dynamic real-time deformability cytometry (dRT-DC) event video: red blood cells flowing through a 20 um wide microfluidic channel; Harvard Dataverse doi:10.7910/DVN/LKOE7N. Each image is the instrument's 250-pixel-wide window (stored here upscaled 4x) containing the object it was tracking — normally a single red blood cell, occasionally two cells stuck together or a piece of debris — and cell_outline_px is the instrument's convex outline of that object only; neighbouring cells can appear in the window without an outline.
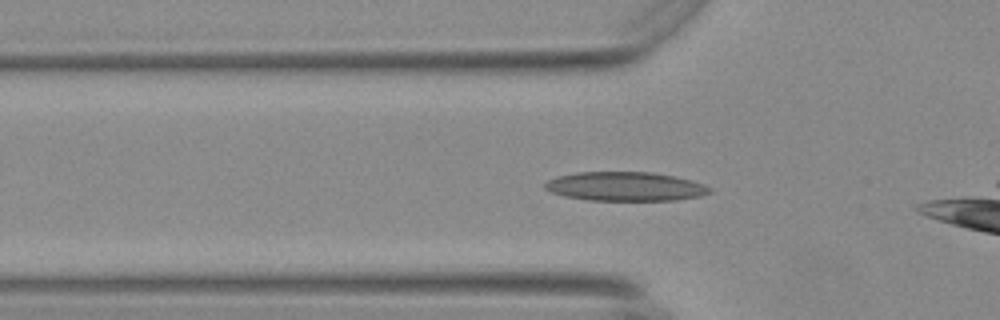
{"species": "Egyptian fruit bat (a non-hibernating species)", "species_latin": "Rousettus aegyptiacus", "temperature_condition": "warm", "stored_images_in_passage": 45, "camera_frame_rate_fps": 3000, "um_per_image_px": 0.085, "animal": {"sex": "female"}, "frame": {"image": 1, "passage_image": 12, "time_ms": 3.667, "image_size_px": [1000, 320], "cell_outline_px": [[712, 192], [700, 196], [676, 200], [588, 200], [564, 196], [552, 192], [544, 188], [544, 184], [548, 180], [560, 176], [576, 172], [652, 172], [692, 180], [704, 184], [712, 188]], "centroid_in_image_um": [53.17, 15.85], "position_along_channel_um": 72.6, "area_um2": 27.8}}
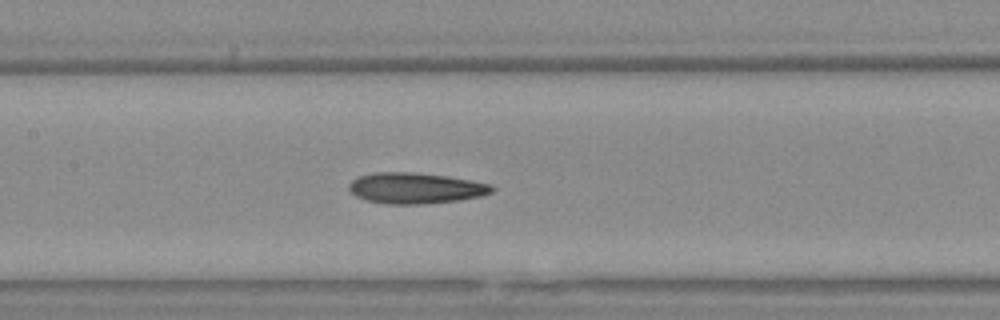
{"frame": {"image": 2, "passage_image": 20, "time_ms": 6.333, "image_size_px": [1000, 320], "cell_outline_px": [[496, 188], [492, 192], [480, 196], [460, 200], [424, 204], [388, 204], [368, 200], [356, 196], [348, 188], [348, 184], [356, 176], [376, 172], [412, 172], [444, 176], [492, 184]], "centroid_in_image_um": [35.31, 15.99], "position_along_channel_um": 172.1, "area_um2": 25.66}}
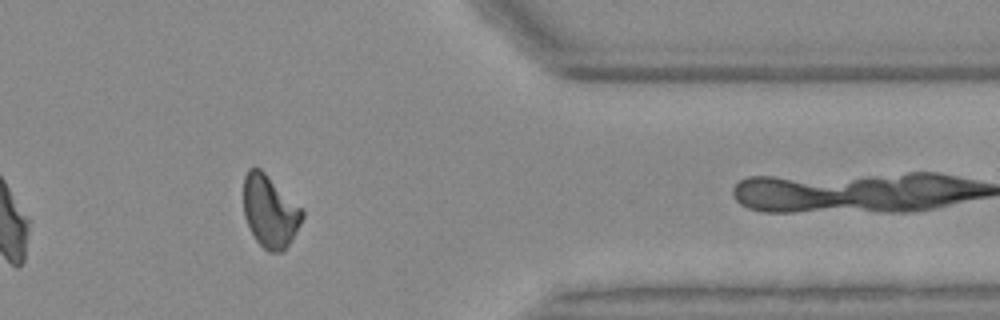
{"frame": {"image": 3, "passage_image": 39, "time_ms": 12.667, "image_size_px": [1000, 320], "cell_outline_px": [[304, 216], [300, 224], [284, 252], [268, 252], [256, 240], [244, 216], [244, 176], [248, 168], [260, 168], [304, 212]], "centroid_in_image_um": [22.92, 17.99], "position_along_channel_um": 388.5, "area_um2": 24.16}, "authors_computed_cell_mechanics": {"area_um2": 25.432, "velocity_mm_per_s": 3.7087, "shape_relaxation_time_tau1_ms": 6.8655, "shape_relaxation_time_tau2_ms": 2.6866, "deformation_change_tau1": 0.1722, "deformation_change_tau2": 0.1022}}